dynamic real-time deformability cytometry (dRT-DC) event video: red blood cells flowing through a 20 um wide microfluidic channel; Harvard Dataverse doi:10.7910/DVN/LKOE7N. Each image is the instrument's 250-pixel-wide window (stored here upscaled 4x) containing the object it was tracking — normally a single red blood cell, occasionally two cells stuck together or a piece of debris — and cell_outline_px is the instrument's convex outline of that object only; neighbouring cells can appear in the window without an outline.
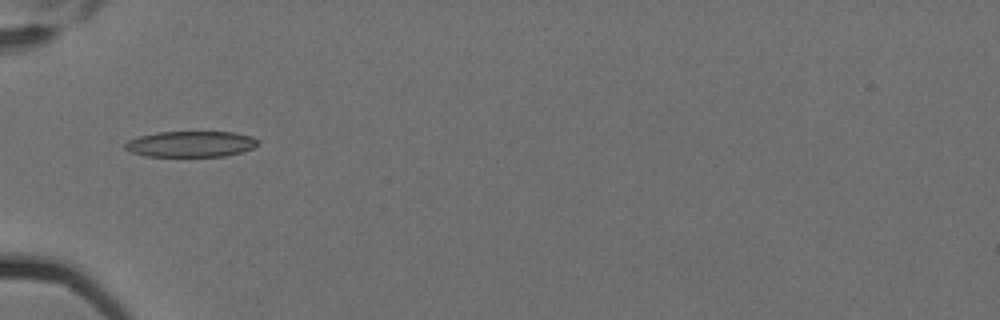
{"species": "Egyptian fruit bat (a non-hibernating species)", "species_latin": "Rousettus aegyptiacus", "temperature_condition": "cold", "stored_images_in_passage": 2, "camera_frame_rate_fps": 3000, "um_per_image_px": 0.085, "animal": {"sex": "female"}, "frame": {"image": 1, "passage_image": 1, "time_ms": 0.0, "image_size_px": [1000, 320], "cell_outline_px": [[260, 144], [252, 148], [240, 152], [224, 156], [144, 156], [132, 152], [124, 148], [124, 144], [128, 140], [140, 136], [156, 132], [232, 132], [252, 136], [260, 140]], "centroid_in_image_um": [16.23, 12.24], "position_along_channel_um": 68.8, "area_um2": 20.06}}
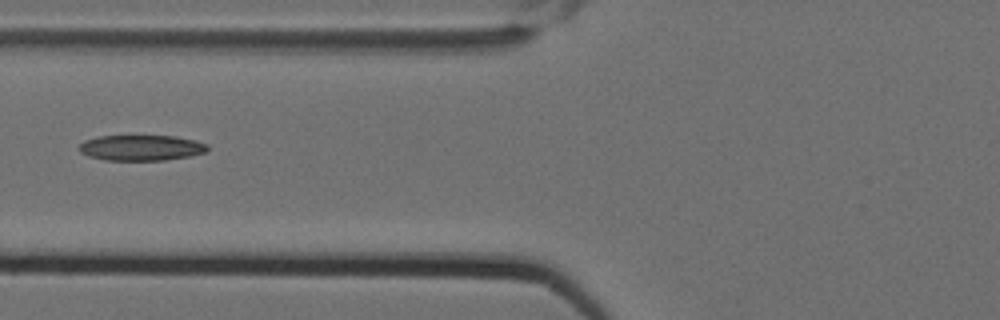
{"frame": {"image": 2, "passage_image": 2, "time_ms": 0.333, "image_size_px": [1000, 320], "cell_outline_px": [[208, 152], [192, 156], [164, 160], [104, 160], [88, 156], [80, 152], [76, 148], [84, 140], [96, 136], [176, 136], [196, 140], [208, 144]], "centroid_in_image_um": [12.01, 12.56], "position_along_channel_um": 113.8, "area_um2": 19.48}}